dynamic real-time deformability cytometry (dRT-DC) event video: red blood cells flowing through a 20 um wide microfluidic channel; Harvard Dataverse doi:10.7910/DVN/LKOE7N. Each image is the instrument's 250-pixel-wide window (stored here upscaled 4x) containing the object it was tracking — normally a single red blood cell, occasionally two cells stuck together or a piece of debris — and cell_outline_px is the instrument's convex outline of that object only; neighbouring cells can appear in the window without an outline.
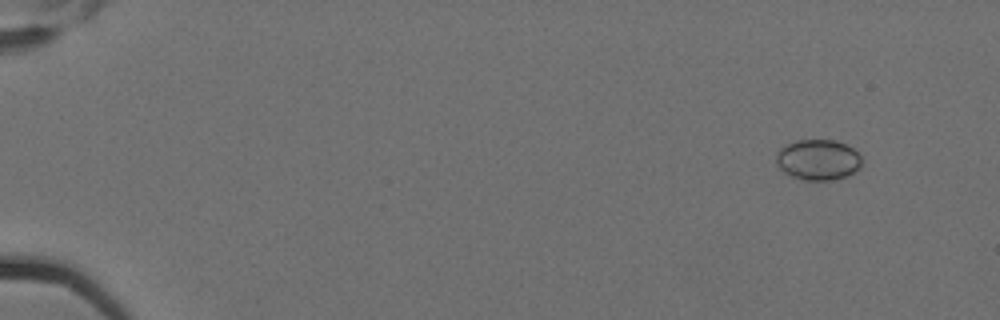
{"species": "Egyptian fruit bat (a non-hibernating species)", "species_latin": "Rousettus aegyptiacus", "temperature_condition": "cold", "stored_images_in_passage": 5, "camera_frame_rate_fps": 3000, "um_per_image_px": 0.085, "animal": {"sex": "female"}, "frame": {"image": 1, "passage_image": 1, "time_ms": 0.0, "image_size_px": [1000, 320], "cell_outline_px": [[860, 168], [844, 176], [832, 180], [804, 180], [792, 176], [784, 172], [776, 164], [776, 152], [780, 148], [796, 140], [836, 140], [852, 148], [860, 156]], "centroid_in_image_um": [69.49, 13.57], "position_along_channel_um": 15.5, "area_um2": 20.06}}
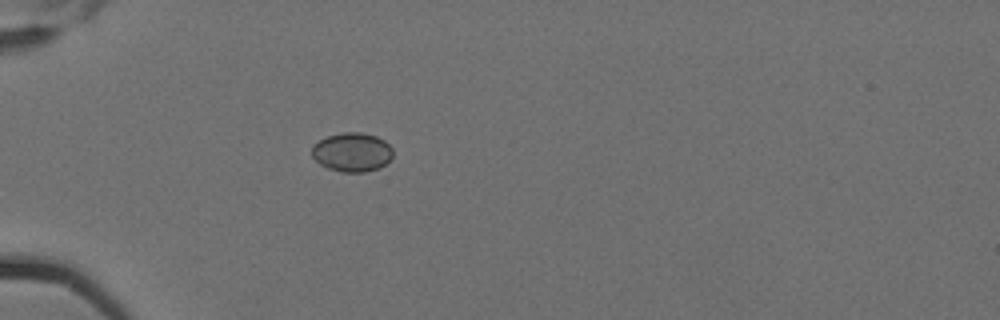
{"frame": {"image": 2, "passage_image": 5, "time_ms": 1.333, "image_size_px": [1000, 320], "cell_outline_px": [[392, 156], [380, 168], [364, 172], [340, 172], [328, 168], [320, 164], [312, 156], [312, 144], [328, 136], [344, 132], [360, 132], [376, 136], [384, 140], [392, 148]], "centroid_in_image_um": [29.91, 12.93], "position_along_channel_um": 55.1, "area_um2": 18.38}}